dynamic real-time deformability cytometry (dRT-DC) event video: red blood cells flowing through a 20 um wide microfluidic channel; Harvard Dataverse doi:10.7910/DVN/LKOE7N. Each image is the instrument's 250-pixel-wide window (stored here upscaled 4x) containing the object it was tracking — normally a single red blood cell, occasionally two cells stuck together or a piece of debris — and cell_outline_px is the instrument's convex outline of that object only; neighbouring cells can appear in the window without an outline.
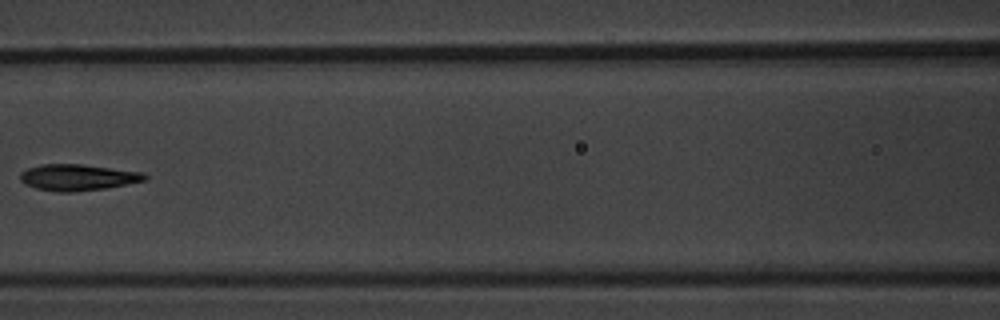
{"species": "common noctule bat (a hibernating species)", "species_latin": "Nyctalus noctula", "temperature_condition": "warm", "stored_images_in_passage": 8, "camera_frame_rate_fps": 3000, "um_per_image_px": 0.085, "animal": {"sex": "male", "body_mass_g": 20.1, "forearm_length_mm": 53.5}, "frame": {"image": 1, "passage_image": 7, "time_ms": 7.0, "image_size_px": [1000, 320], "cell_outline_px": [[148, 176], [144, 180], [108, 188], [72, 192], [56, 192], [36, 188], [24, 184], [20, 180], [20, 172], [28, 168], [40, 164], [84, 164], [144, 172]], "centroid_in_image_um": [6.59, 15.07], "position_along_channel_um": 160.0, "area_um2": 19.25}}
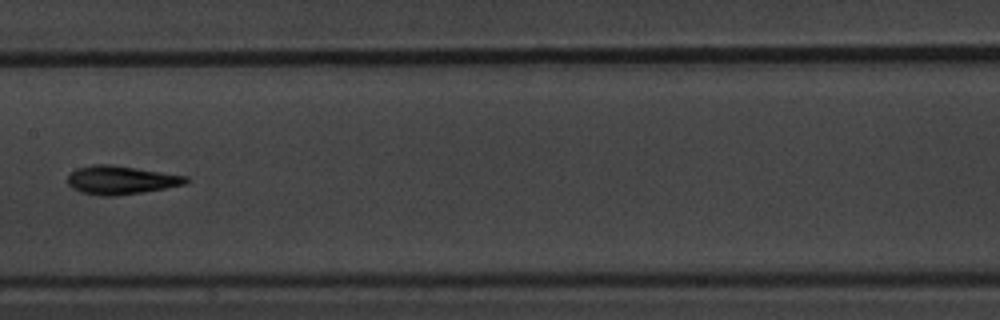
{"frame": {"image": 2, "passage_image": 8, "time_ms": 8.0, "image_size_px": [1000, 320], "cell_outline_px": [[188, 180], [184, 184], [164, 188], [116, 196], [100, 196], [80, 192], [72, 188], [68, 184], [68, 176], [76, 168], [92, 164], [112, 164], [188, 176]], "centroid_in_image_um": [10.23, 15.29], "position_along_channel_um": 197.2, "area_um2": 19.59}}